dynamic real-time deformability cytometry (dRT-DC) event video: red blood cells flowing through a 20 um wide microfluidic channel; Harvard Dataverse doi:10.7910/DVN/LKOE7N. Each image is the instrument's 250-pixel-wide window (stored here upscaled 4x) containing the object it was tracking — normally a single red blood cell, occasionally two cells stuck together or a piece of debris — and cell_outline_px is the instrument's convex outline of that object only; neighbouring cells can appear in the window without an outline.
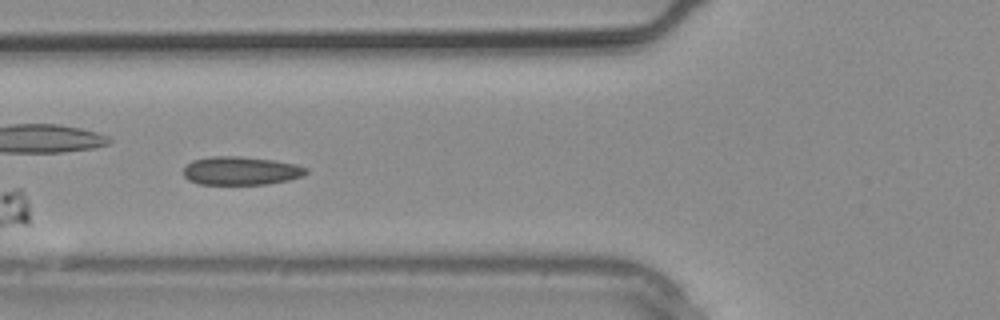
{"species": "common noctule bat (a hibernating species)", "species_latin": "Nyctalus noctula", "temperature_condition": "warm", "stored_images_in_passage": 3, "camera_frame_rate_fps": 3000, "um_per_image_px": 0.085, "animal": {"sex": "male", "body_mass_g": 20.4}, "frame": {"image": 1, "passage_image": 3, "time_ms": 0.667, "image_size_px": [1000, 320], "cell_outline_px": [[308, 172], [300, 176], [288, 180], [264, 184], [200, 184], [188, 180], [184, 176], [184, 168], [192, 160], [212, 156], [240, 156], [272, 160], [296, 164], [308, 168]], "centroid_in_image_um": [20.46, 14.51], "position_along_channel_um": 105.3, "area_um2": 20.17}}